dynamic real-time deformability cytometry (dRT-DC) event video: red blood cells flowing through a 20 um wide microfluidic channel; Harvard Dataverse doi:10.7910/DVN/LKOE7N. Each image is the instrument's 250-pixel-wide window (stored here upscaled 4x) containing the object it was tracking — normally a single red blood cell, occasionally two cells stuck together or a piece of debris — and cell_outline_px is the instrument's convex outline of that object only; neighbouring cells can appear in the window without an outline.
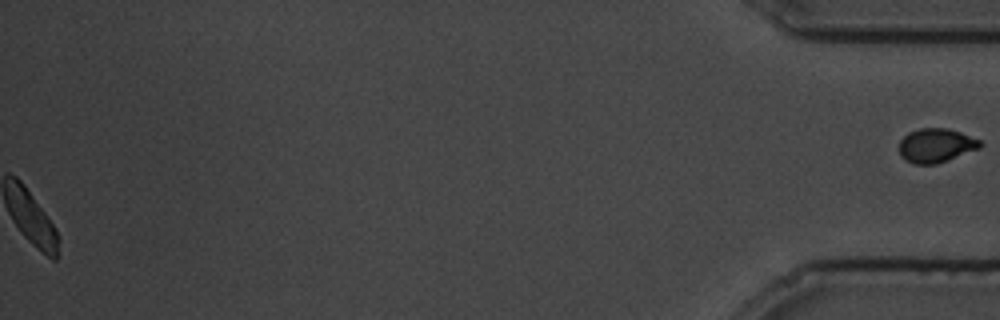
{"species": "common noctule bat (a hibernating species)", "species_latin": "Nyctalus noctula", "temperature_condition": "cold", "stored_images_in_passage": 96, "segment_of_instrument_passage": [2, 2], "camera_frame_rate_fps": 3000, "um_per_image_px": 0.085, "animal": {"sex": "male", "body_mass_g": 19.5, "forearm_length_mm": 54.6}, "frame": {"image": 1, "passage_image": 96, "time_ms": 31.667, "image_size_px": [1000, 320], "cell_outline_px": [[984, 144], [980, 148], [948, 160], [936, 164], [916, 164], [904, 160], [900, 156], [900, 140], [908, 132], [920, 128], [948, 128], [960, 132], [980, 140]], "centroid_in_image_um": [79.56, 12.36], "position_along_channel_um": 355.6, "area_um2": 16.13}}